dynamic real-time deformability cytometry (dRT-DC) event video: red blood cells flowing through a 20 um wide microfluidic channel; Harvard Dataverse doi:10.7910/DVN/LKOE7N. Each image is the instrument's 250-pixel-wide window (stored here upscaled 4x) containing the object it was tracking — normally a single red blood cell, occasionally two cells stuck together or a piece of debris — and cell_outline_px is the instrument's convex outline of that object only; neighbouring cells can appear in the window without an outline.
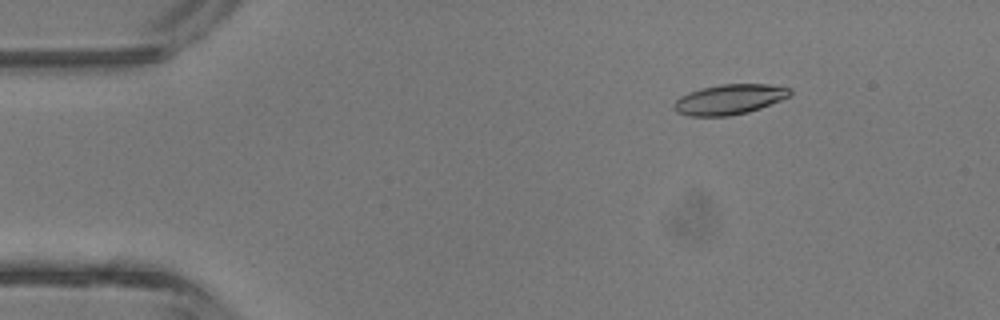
{"species": "common noctule bat (a hibernating species)", "species_latin": "Nyctalus noctula", "temperature_condition": "room temperature", "stored_images_in_passage": 3, "camera_frame_rate_fps": 3000, "um_per_image_px": 0.085, "animal": {"sex": "male", "body_mass_g": 13.3}, "frame": {"image": 1, "passage_image": 1, "time_ms": 0.0, "image_size_px": [1000, 320], "cell_outline_px": [[792, 92], [788, 96], [780, 100], [760, 108], [748, 112], [728, 116], [688, 116], [676, 112], [672, 108], [672, 104], [680, 96], [688, 92], [700, 88], [720, 84], [768, 84], [792, 88]], "centroid_in_image_um": [61.95, 8.44], "position_along_channel_um": 23.0, "area_um2": 20.52}}
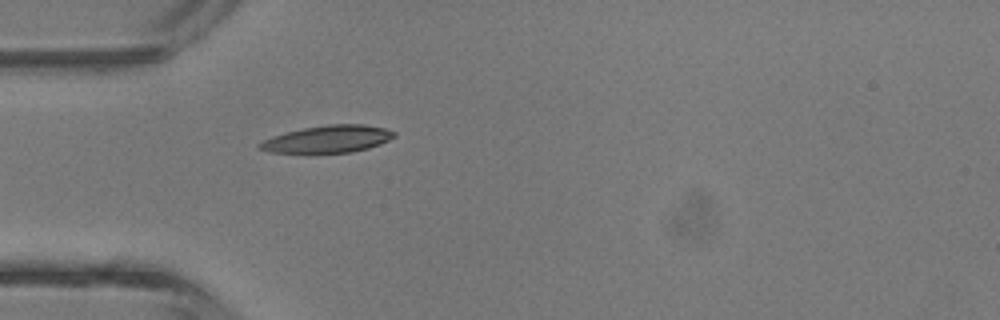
{"frame": {"image": 2, "passage_image": 3, "time_ms": 2.333, "image_size_px": [1000, 320], "cell_outline_px": [[396, 136], [380, 144], [368, 148], [352, 152], [268, 152], [256, 148], [256, 144], [272, 136], [304, 128], [328, 124], [364, 124], [384, 128], [396, 132]], "centroid_in_image_um": [27.86, 11.81], "position_along_channel_um": 57.1, "area_um2": 21.15}}